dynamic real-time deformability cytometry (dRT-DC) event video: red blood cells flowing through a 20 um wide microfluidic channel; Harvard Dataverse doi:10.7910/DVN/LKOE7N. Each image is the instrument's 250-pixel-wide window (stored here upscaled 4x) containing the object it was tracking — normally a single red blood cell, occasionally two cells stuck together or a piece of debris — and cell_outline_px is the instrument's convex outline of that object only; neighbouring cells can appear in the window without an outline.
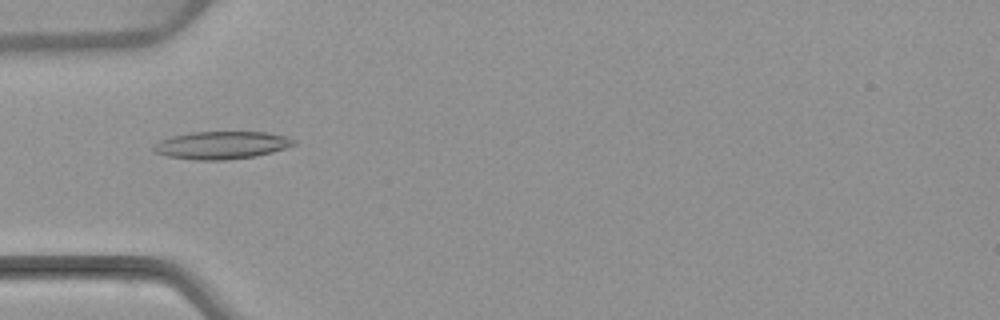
{"species": "common noctule bat (a hibernating species)", "species_latin": "Nyctalus noctula", "temperature_condition": "warm", "stored_images_in_passage": 53, "camera_frame_rate_fps": 3000, "um_per_image_px": 0.085, "animal": {"sex": "female", "body_mass_g": 22.7, "forearm_length_mm": 54.2}, "frame": {"image": 1, "passage_image": 17, "time_ms": 5.333, "image_size_px": [1000, 320], "cell_outline_px": [[296, 144], [272, 152], [256, 156], [224, 160], [196, 160], [168, 156], [152, 152], [152, 148], [160, 140], [172, 136], [192, 132], [268, 132], [288, 136], [296, 140]], "centroid_in_image_um": [18.85, 12.33], "position_along_channel_um": 66.2, "area_um2": 22.66}}
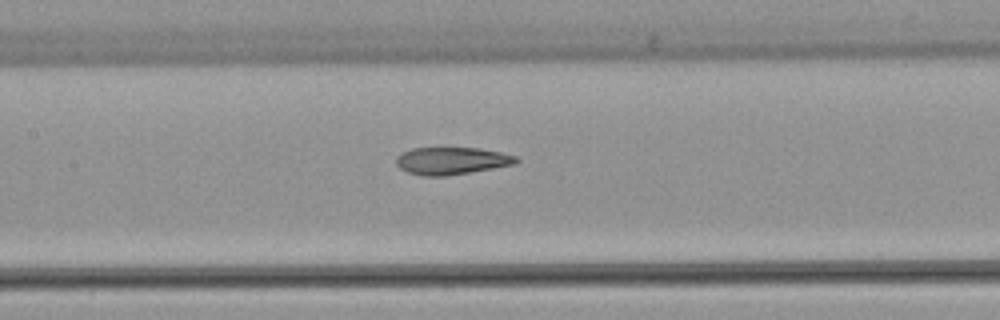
{"frame": {"image": 2, "passage_image": 25, "time_ms": 8.0, "image_size_px": [1000, 320], "cell_outline_px": [[520, 160], [516, 164], [444, 176], [424, 176], [408, 172], [400, 168], [396, 164], [396, 156], [400, 152], [412, 148], [480, 148], [500, 152], [516, 156]], "centroid_in_image_um": [38.36, 13.66], "position_along_channel_um": 169.0, "area_um2": 19.07}}
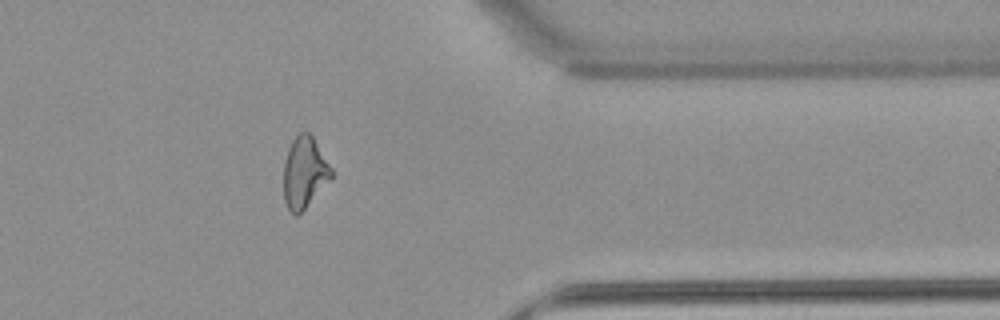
{"frame": {"image": 3, "passage_image": 43, "time_ms": 14.0, "image_size_px": [1000, 320], "cell_outline_px": [[332, 176], [304, 208], [296, 216], [288, 208], [284, 200], [284, 160], [288, 148], [292, 140], [300, 132], [308, 132], [312, 136], [332, 168]], "centroid_in_image_um": [25.85, 14.62], "position_along_channel_um": 385.6, "area_um2": 19.31}, "authors_computed_cell_mechanics": {"area_um2": 20.9814, "velocity_mm_per_s": 3.8551, "shape_relaxation_time_tau1_ms": null, "shape_relaxation_time_tau2_ms": 2.5883, "deformation_change_tau1": null, "deformation_change_tau2": 0.1102}}